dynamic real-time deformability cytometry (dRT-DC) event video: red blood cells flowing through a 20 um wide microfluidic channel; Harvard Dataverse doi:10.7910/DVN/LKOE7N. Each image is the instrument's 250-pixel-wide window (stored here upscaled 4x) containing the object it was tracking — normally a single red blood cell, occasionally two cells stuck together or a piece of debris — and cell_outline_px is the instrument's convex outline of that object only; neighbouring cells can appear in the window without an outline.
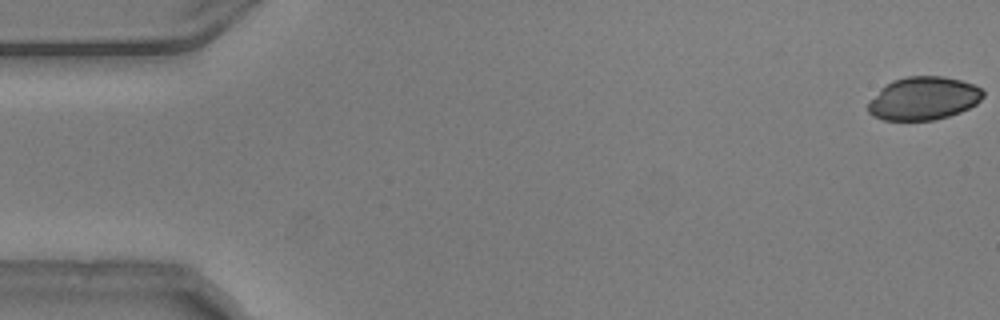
{"species": "common noctule bat (a hibernating species)", "species_latin": "Nyctalus noctula", "temperature_condition": "warm", "stored_images_in_passage": 7, "camera_frame_rate_fps": 3000, "um_per_image_px": 0.085, "animal": {"sex": "male", "body_mass_g": 20.5, "forearm_length_mm": 52.5}, "frame": {"image": 1, "passage_image": 1, "time_ms": 0.0, "image_size_px": [1000, 320], "cell_outline_px": [[984, 96], [976, 104], [960, 112], [936, 120], [884, 120], [872, 116], [868, 112], [868, 104], [880, 88], [892, 80], [908, 76], [944, 76], [960, 80], [972, 84], [980, 88], [984, 92]], "centroid_in_image_um": [78.49, 8.36], "position_along_channel_um": 6.5, "area_um2": 28.9}}